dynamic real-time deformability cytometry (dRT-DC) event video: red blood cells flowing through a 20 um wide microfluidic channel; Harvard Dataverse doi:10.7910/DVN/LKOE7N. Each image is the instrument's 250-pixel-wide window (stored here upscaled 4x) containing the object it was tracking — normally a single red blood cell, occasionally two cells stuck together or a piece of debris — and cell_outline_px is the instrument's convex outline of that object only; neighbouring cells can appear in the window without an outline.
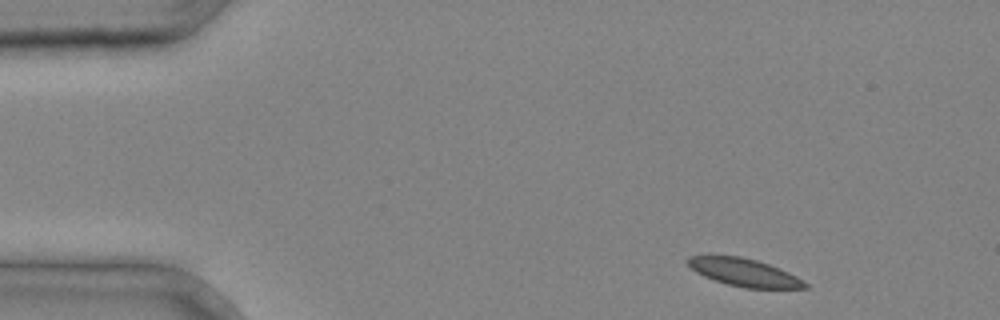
{"species": "common noctule bat (a hibernating species)", "species_latin": "Nyctalus noctula", "temperature_condition": "cold", "stored_images_in_passage": 3, "camera_frame_rate_fps": 3000, "um_per_image_px": 0.085, "animal": {"sex": "male", "body_mass_g": 20.4}, "frame": {"image": 1, "passage_image": 1, "time_ms": 0.0, "image_size_px": [1000, 320], "cell_outline_px": [[812, 288], [744, 288], [728, 284], [704, 276], [696, 272], [684, 260], [688, 256], [708, 252], [740, 256], [756, 260], [768, 264], [788, 272], [804, 280]], "centroid_in_image_um": [63.17, 23.1], "position_along_channel_um": 21.8, "area_um2": 19.54}}
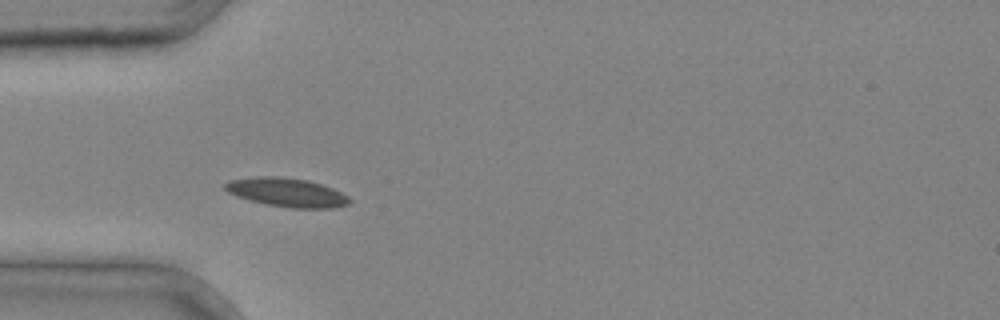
{"frame": {"image": 2, "passage_image": 3, "time_ms": 0.667, "image_size_px": [1000, 320], "cell_outline_px": [[352, 200], [348, 204], [332, 208], [292, 208], [268, 204], [236, 196], [228, 192], [224, 188], [224, 184], [228, 180], [256, 176], [280, 176], [308, 180], [332, 188], [348, 196]], "centroid_in_image_um": [24.37, 16.34], "position_along_channel_um": 60.6, "area_um2": 20.81}}